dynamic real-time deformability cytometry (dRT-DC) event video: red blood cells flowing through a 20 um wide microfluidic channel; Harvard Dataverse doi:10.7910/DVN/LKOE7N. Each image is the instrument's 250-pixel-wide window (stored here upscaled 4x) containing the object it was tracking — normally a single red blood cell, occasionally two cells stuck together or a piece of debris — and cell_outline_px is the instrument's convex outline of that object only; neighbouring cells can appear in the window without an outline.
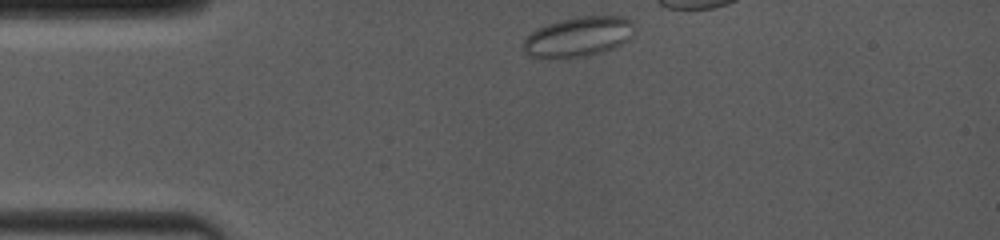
{"species": "common noctule bat (a hibernating species)", "species_latin": "Nyctalus noctula", "temperature_condition": "room temperature", "stored_images_in_passage": 35, "camera_frame_rate_fps": 4000, "um_per_image_px": 0.085, "animal": {"sex": "female", "body_mass_g": 19.0, "forearm_length_mm": 53.3}, "frame": {"image": 1, "passage_image": 1, "time_ms": 0.0, "image_size_px": [1000, 240], "cell_outline_px": [[636, 28], [632, 36], [628, 40], [612, 48], [588, 56], [548, 60], [528, 56], [520, 48], [520, 44], [532, 32], [548, 24], [560, 20], [580, 16], [624, 16], [632, 20]], "centroid_in_image_um": [49.13, 3.15], "position_along_channel_um": 35.9, "area_um2": 26.41}}
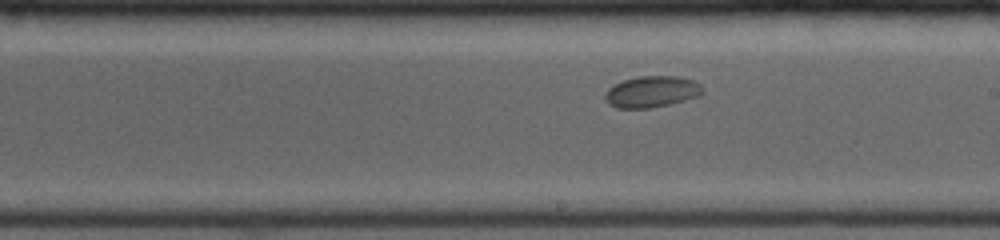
{"frame": {"image": 2, "passage_image": 17, "time_ms": 6.0, "image_size_px": [1000, 240], "cell_outline_px": [[704, 92], [700, 96], [668, 104], [648, 108], [616, 108], [608, 104], [604, 96], [608, 88], [612, 84], [624, 80], [640, 76], [676, 76], [692, 80], [700, 84]], "centroid_in_image_um": [55.38, 7.79], "position_along_channel_um": 233.6, "area_um2": 17.8}}
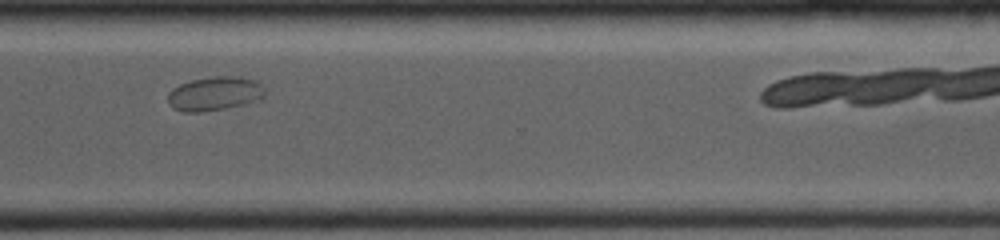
{"frame": {"image": 3, "passage_image": 34, "time_ms": 9.0, "image_size_px": [1000, 240], "cell_outline_px": [[264, 96], [256, 100], [244, 104], [224, 108], [200, 112], [184, 112], [172, 108], [168, 104], [168, 92], [172, 88], [180, 84], [192, 80], [216, 76], [240, 76], [256, 80], [264, 88]], "centroid_in_image_um": [18.22, 7.95], "position_along_channel_um": 352.4, "area_um2": 19.19}}